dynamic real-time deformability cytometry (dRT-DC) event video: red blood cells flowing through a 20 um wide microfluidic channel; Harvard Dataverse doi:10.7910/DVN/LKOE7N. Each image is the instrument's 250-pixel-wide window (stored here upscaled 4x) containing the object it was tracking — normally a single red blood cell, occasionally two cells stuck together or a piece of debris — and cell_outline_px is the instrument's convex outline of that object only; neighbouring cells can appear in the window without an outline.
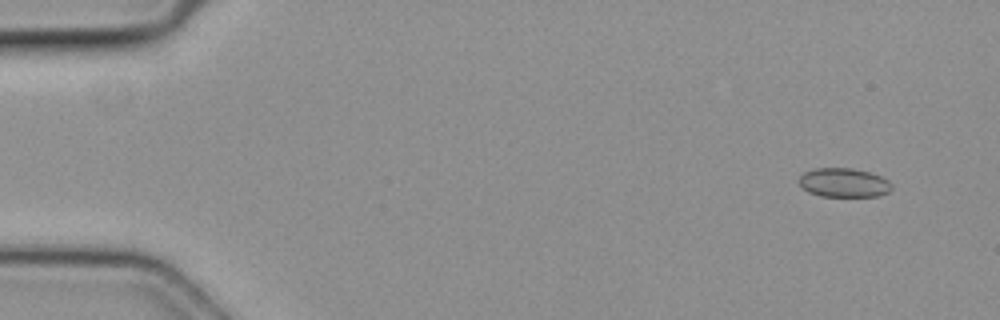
{"species": "common noctule bat (a hibernating species)", "species_latin": "Nyctalus noctula", "temperature_condition": "cold", "stored_images_in_passage": 15, "camera_frame_rate_fps": 3000, "um_per_image_px": 0.085, "animal": {"sex": "female", "body_mass_g": 19.3, "forearm_length_mm": 54.1}, "frame": {"image": 1, "passage_image": 5, "time_ms": 1.333, "image_size_px": [1000, 320], "cell_outline_px": [[892, 188], [888, 192], [880, 196], [820, 196], [808, 192], [800, 184], [800, 176], [804, 172], [816, 168], [852, 168], [868, 172], [880, 176], [888, 180], [892, 184]], "centroid_in_image_um": [71.74, 15.53], "position_along_channel_um": 13.3, "area_um2": 15.61}}